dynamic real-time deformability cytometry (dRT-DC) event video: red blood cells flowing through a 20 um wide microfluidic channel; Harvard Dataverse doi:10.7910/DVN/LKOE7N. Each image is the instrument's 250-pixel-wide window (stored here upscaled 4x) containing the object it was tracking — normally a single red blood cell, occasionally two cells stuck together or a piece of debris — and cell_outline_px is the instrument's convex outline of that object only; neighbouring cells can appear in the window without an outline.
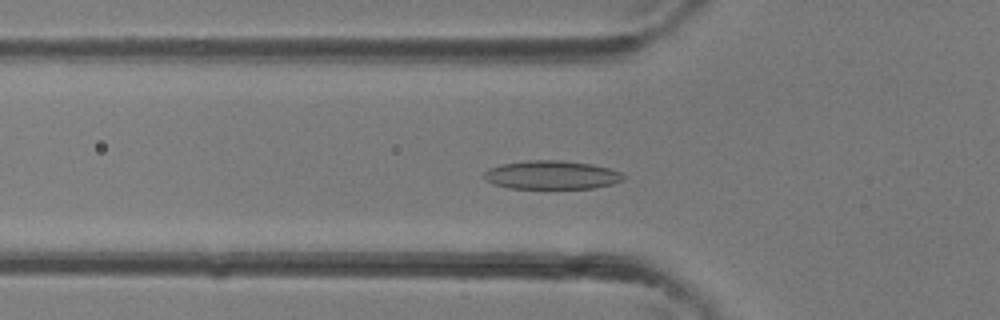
{"species": "common noctule bat (a hibernating species)", "species_latin": "Nyctalus noctula", "temperature_condition": "room temperature", "stored_images_in_passage": 36, "camera_frame_rate_fps": 3000, "um_per_image_px": 0.085, "animal": {"sex": "female"}, "frame": {"image": 1, "passage_image": 12, "time_ms": 3.667, "image_size_px": [1000, 320], "cell_outline_px": [[624, 180], [612, 184], [592, 188], [508, 188], [492, 184], [484, 180], [484, 172], [488, 168], [500, 164], [528, 160], [560, 160], [592, 164], [624, 172]], "centroid_in_image_um": [46.87, 14.87], "position_along_channel_um": 78.9, "area_um2": 23.41}}
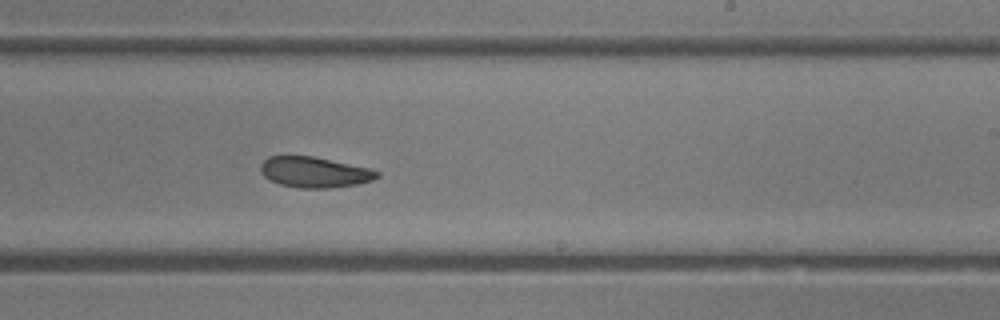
{"frame": {"image": 2, "passage_image": 22, "time_ms": 7.0, "image_size_px": [1000, 320], "cell_outline_px": [[380, 176], [372, 180], [356, 184], [328, 188], [300, 188], [280, 184], [268, 180], [260, 172], [260, 164], [268, 156], [312, 156], [372, 168], [380, 172]], "centroid_in_image_um": [26.73, 14.63], "position_along_channel_um": 262.3, "area_um2": 20.92}}
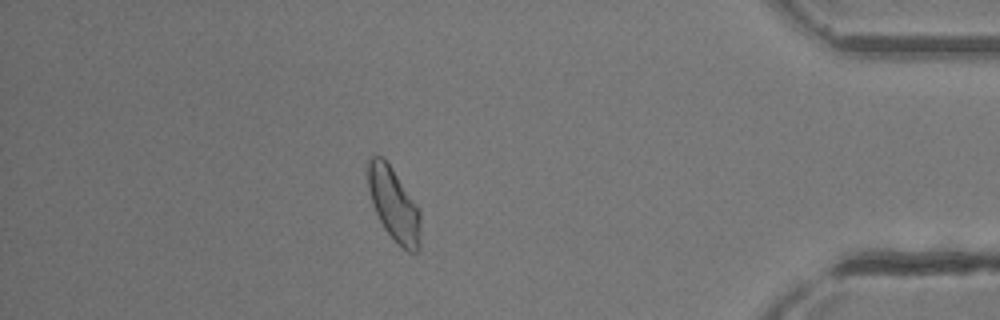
{"frame": {"image": 3, "passage_image": 32, "time_ms": 10.333, "image_size_px": [1000, 320], "cell_outline_px": [[420, 244], [416, 252], [408, 252], [396, 244], [384, 228], [372, 204], [368, 188], [368, 160], [372, 156], [384, 156], [420, 208]], "centroid_in_image_um": [33.49, 17.38], "position_along_channel_um": 401.7, "area_um2": 22.66}}